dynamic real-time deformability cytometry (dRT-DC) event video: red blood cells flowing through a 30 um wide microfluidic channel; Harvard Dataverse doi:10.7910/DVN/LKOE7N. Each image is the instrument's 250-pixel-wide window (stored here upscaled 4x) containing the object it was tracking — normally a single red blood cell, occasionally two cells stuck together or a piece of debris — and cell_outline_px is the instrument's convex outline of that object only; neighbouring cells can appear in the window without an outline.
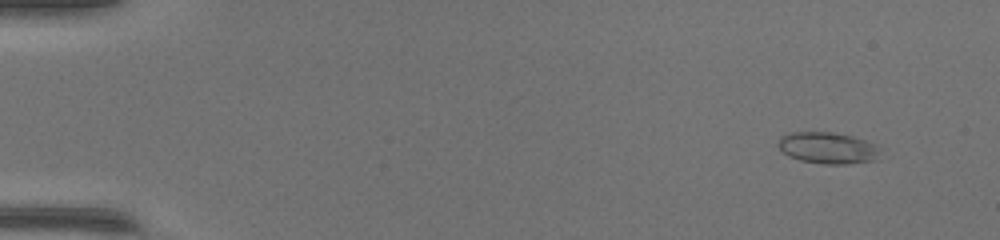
{"species": "common noctule bat (a hibernating species)", "species_latin": "Nyctalus noctula", "temperature_condition": "warm", "stored_images_in_passage": 47, "camera_frame_rate_fps": 3000, "um_per_image_px": 0.085, "animal": {"sex": "female", "body_mass_g": 17.0, "forearm_length_mm": 48.0}, "frame": {"image": 1, "passage_image": 1, "time_ms": 0.0, "image_size_px": [1000, 240], "cell_outline_px": [[880, 160], [844, 164], [824, 164], [800, 160], [788, 156], [776, 144], [780, 136], [792, 132], [832, 132], [852, 136], [876, 144], [880, 148]], "centroid_in_image_um": [70.39, 12.58], "position_along_channel_um": 14.6, "area_um2": 18.96}}
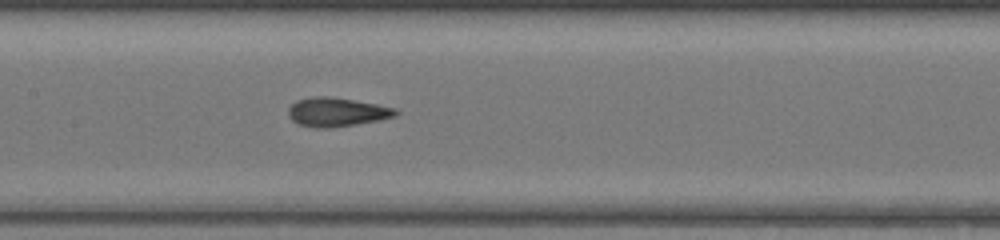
{"frame": {"image": 2, "passage_image": 22, "time_ms": 7.0, "image_size_px": [1000, 240], "cell_outline_px": [[400, 112], [396, 116], [380, 120], [356, 124], [328, 128], [316, 128], [300, 124], [292, 120], [288, 116], [288, 108], [296, 100], [316, 96], [332, 96], [376, 104], [396, 108]], "centroid_in_image_um": [28.64, 9.52], "position_along_channel_um": 178.8, "area_um2": 18.15}}
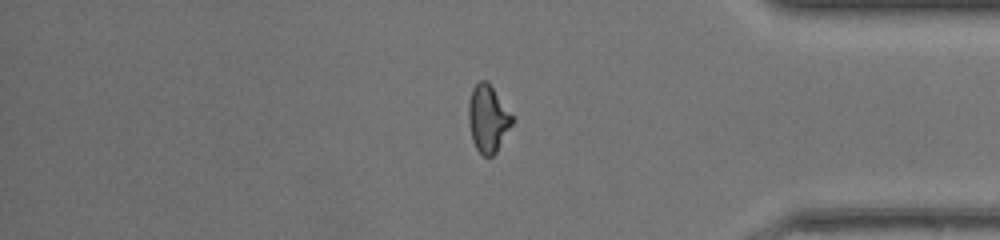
{"frame": {"image": 3, "passage_image": 39, "time_ms": 12.667, "image_size_px": [1000, 240], "cell_outline_px": [[512, 124], [496, 152], [492, 156], [484, 156], [476, 148], [472, 140], [468, 124], [468, 104], [472, 88], [480, 80], [488, 80], [512, 116]], "centroid_in_image_um": [41.44, 10.07], "position_along_channel_um": 393.8, "area_um2": 16.94}, "authors_computed_cell_mechanics": {"area_um2": 17.4556, "velocity_mm_per_s": 4.2236, "shape_relaxation_time_tau1_ms": 5.7305, "shape_relaxation_time_tau2_ms": 1.5703, "deformation_change_tau1": 0.213, "deformation_change_tau2": 0.0777}}